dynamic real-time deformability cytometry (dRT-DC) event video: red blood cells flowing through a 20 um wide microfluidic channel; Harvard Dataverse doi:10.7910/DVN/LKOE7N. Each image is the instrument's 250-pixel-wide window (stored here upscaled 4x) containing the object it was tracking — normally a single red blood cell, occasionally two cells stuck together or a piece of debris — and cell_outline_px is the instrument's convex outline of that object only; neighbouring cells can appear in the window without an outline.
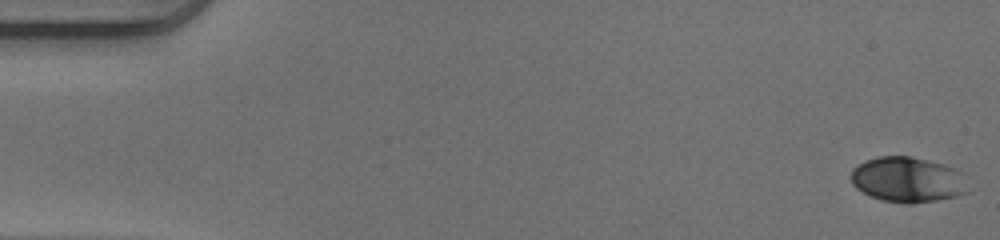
{"species": "human", "species_latin": "Homo sapiens", "temperature_condition": "warm", "stored_images_in_passage": 52, "camera_frame_rate_fps": 3000, "um_per_image_px": 0.085, "donor": {"sex": "male"}, "frame": {"image": 1, "passage_image": 1, "time_ms": 0.0, "image_size_px": [1000, 240], "cell_outline_px": [[968, 192], [956, 196], [936, 200], [912, 204], [904, 204], [880, 200], [856, 188], [852, 184], [852, 168], [868, 160], [880, 156], [908, 156], [940, 164], [952, 168], [960, 172]], "centroid_in_image_um": [77.11, 15.29], "position_along_channel_um": 7.9, "area_um2": 30.35}}
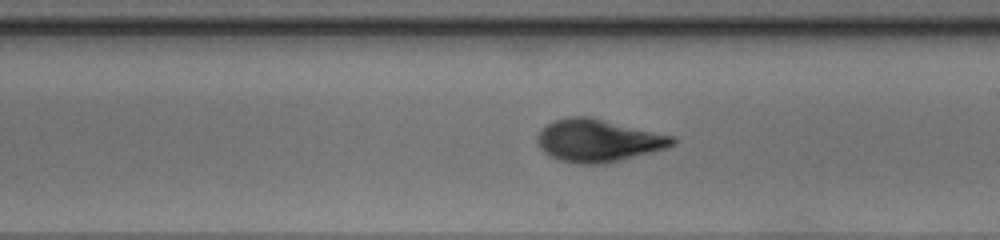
{"frame": {"image": 2, "passage_image": 30, "time_ms": 9.667, "image_size_px": [1000, 240], "cell_outline_px": [[676, 144], [668, 148], [608, 164], [576, 164], [556, 160], [548, 156], [536, 144], [536, 136], [540, 128], [552, 120], [568, 116], [588, 116], [676, 136]], "centroid_in_image_um": [50.82, 11.95], "position_along_channel_um": 238.2, "area_um2": 34.45}}
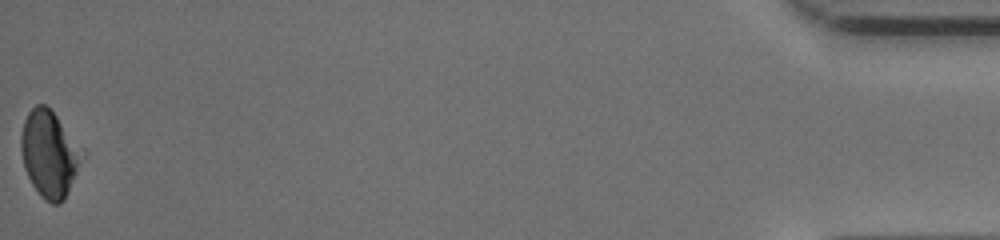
{"frame": {"image": 3, "passage_image": 52, "time_ms": 17.0, "image_size_px": [1000, 240], "cell_outline_px": [[80, 156], [76, 172], [64, 200], [60, 204], [52, 204], [44, 200], [40, 196], [32, 184], [24, 168], [20, 148], [20, 136], [24, 120], [28, 112], [36, 104], [44, 104], [56, 116]], "centroid_in_image_um": [4.07, 13.13], "position_along_channel_um": 431.1, "area_um2": 29.19}, "authors_computed_cell_mechanics": {"area_um2": 31.5877, "velocity_mm_per_s": 3.972, "shape_relaxation_time_tau1_ms": 4.1497, "shape_relaxation_time_tau2_ms": null, "deformation_change_tau1": 0.1811, "deformation_change_tau2": null}}